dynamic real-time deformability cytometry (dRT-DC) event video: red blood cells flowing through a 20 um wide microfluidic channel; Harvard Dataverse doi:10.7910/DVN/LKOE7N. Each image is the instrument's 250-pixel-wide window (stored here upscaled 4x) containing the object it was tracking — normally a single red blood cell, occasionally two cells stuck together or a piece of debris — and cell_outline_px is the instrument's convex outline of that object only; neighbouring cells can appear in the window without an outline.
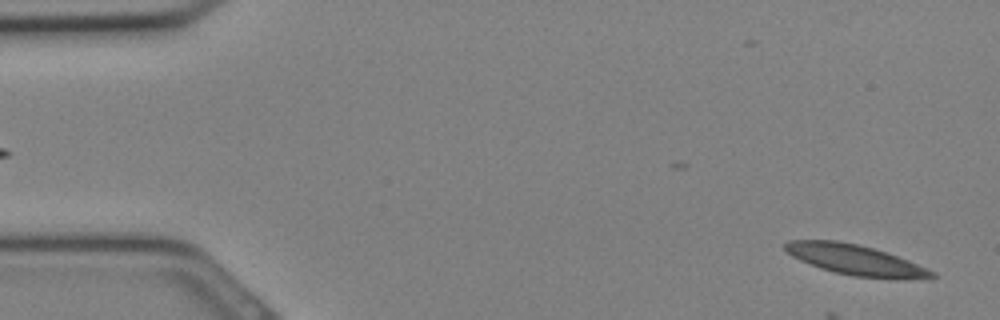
{"species": "Egyptian fruit bat (a non-hibernating species)", "species_latin": "Rousettus aegyptiacus", "temperature_condition": "cold", "stored_images_in_passage": 9, "camera_frame_rate_fps": 3000, "um_per_image_px": 0.085, "animal": {"sex": "female"}, "frame": {"image": 1, "passage_image": 1, "time_ms": 0.0, "image_size_px": [1000, 320], "cell_outline_px": [[936, 276], [852, 276], [820, 268], [800, 260], [792, 256], [784, 248], [784, 244], [788, 240], [836, 240], [856, 244], [872, 248], [908, 260], [936, 272]], "centroid_in_image_um": [72.53, 22.03], "position_along_channel_um": 12.5, "area_um2": 24.51}}
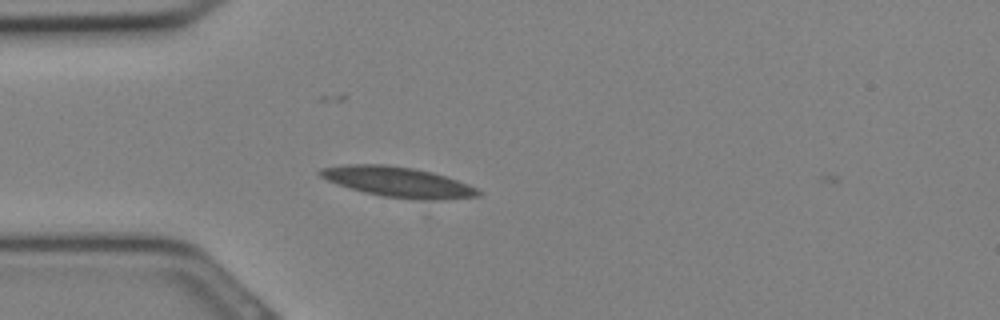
{"frame": {"image": 2, "passage_image": 8, "time_ms": 2.333, "image_size_px": [1000, 320], "cell_outline_px": [[484, 192], [480, 196], [436, 200], [424, 200], [384, 196], [364, 192], [336, 184], [320, 176], [316, 172], [320, 168], [344, 164], [388, 164], [412, 168], [432, 172], [468, 184]], "centroid_in_image_um": [33.81, 15.46], "position_along_channel_um": 51.2, "area_um2": 27.8}}